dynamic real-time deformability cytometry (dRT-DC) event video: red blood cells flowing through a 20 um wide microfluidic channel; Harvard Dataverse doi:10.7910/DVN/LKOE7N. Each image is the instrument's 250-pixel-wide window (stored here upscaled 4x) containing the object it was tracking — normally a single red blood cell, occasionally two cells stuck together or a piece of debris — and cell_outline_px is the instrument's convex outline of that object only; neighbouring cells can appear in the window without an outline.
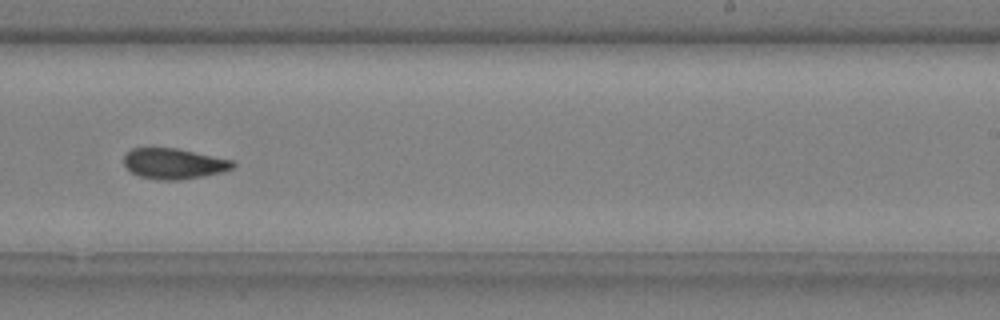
{"species": "common noctule bat (a hibernating species)", "species_latin": "Nyctalus noctula", "temperature_condition": "cold", "stored_images_in_passage": 9, "camera_frame_rate_fps": 3000, "um_per_image_px": 0.085, "animal": {"sex": "male", "body_mass_g": 20.4}, "frame": {"image": 1, "passage_image": 9, "time_ms": 2.667, "image_size_px": [1000, 320], "cell_outline_px": [[236, 164], [232, 168], [224, 172], [204, 176], [180, 180], [156, 180], [140, 176], [132, 172], [124, 164], [124, 156], [132, 148], [176, 148], [232, 160]], "centroid_in_image_um": [14.79, 13.92], "position_along_channel_um": 274.2, "area_um2": 19.36}}